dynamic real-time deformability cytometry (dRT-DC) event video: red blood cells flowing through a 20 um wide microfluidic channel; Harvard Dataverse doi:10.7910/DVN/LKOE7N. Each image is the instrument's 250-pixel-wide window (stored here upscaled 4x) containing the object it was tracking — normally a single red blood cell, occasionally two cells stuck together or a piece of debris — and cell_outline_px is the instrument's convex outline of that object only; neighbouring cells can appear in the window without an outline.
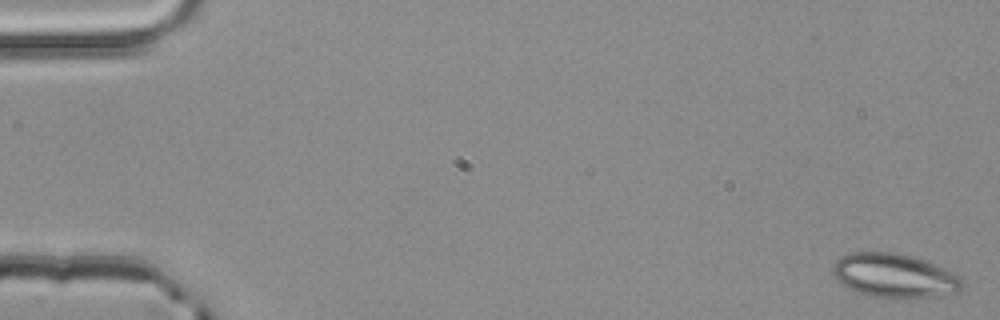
{"species": "common noctule bat (a hibernating species)", "species_latin": "Nyctalus noctula", "temperature_condition": "room temperature", "stored_images_in_passage": 4, "camera_frame_rate_fps": 3000, "um_per_image_px": 0.085, "animal": {"sex": "male", "body_mass_g": 20.4}, "frame": {"image": 1, "passage_image": 1, "time_ms": 0.0, "image_size_px": [1000, 320], "cell_outline_px": [[964, 288], [956, 292], [936, 296], [872, 296], [848, 288], [836, 280], [832, 276], [832, 264], [840, 256], [852, 252], [892, 252], [916, 256], [944, 268], [960, 276], [964, 280]], "centroid_in_image_um": [76.01, 23.39], "position_along_channel_um": 9.0, "area_um2": 33.0}}